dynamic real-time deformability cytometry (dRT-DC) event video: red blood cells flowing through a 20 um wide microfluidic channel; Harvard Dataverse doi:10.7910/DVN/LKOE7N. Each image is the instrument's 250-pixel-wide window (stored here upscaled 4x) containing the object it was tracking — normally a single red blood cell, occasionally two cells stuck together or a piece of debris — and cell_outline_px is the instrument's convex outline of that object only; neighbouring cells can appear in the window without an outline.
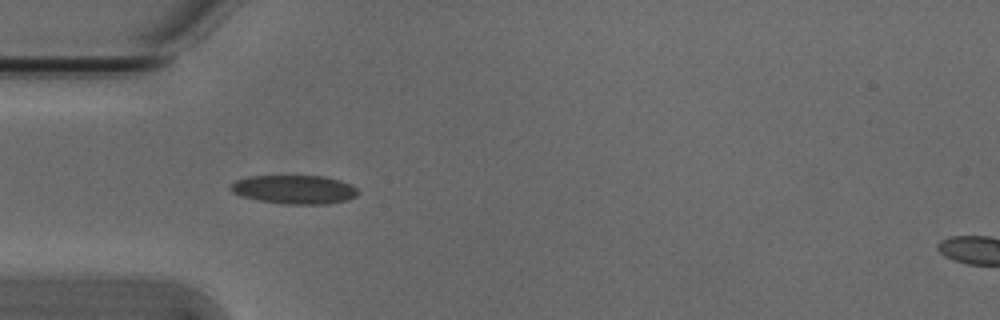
{"species": "Egyptian fruit bat (a non-hibernating species)", "species_latin": "Rousettus aegyptiacus", "temperature_condition": "cold", "stored_images_in_passage": 5, "camera_frame_rate_fps": 3000, "um_per_image_px": 0.085, "animal": {"sex": "male"}, "frame": {"image": 1, "passage_image": 5, "time_ms": 1.333, "image_size_px": [1000, 320], "cell_outline_px": [[360, 192], [356, 196], [348, 200], [328, 204], [284, 204], [256, 200], [240, 196], [232, 192], [228, 188], [236, 180], [248, 176], [324, 176], [340, 180], [356, 188]], "centroid_in_image_um": [25.0, 16.11], "position_along_channel_um": 60.0, "area_um2": 21.5}}